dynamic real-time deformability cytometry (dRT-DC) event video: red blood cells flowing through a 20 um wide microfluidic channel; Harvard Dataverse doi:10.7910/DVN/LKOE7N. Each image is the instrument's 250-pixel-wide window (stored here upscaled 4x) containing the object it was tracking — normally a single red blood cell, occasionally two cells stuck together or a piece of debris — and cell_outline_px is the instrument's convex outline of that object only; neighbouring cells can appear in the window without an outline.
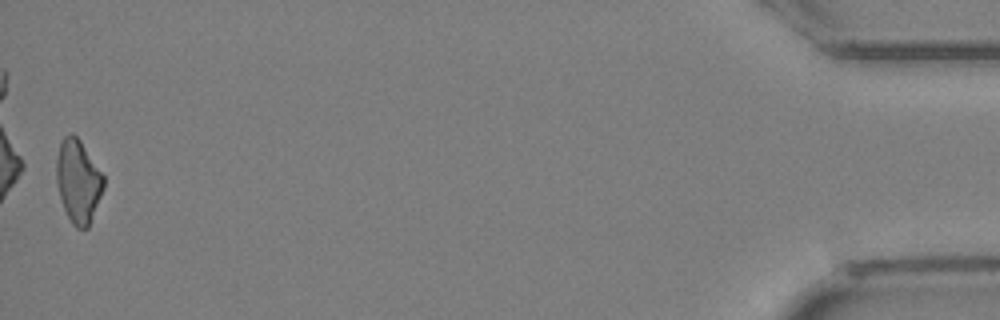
{"species": "Egyptian fruit bat (a non-hibernating species)", "species_latin": "Rousettus aegyptiacus", "temperature_condition": "cold", "stored_images_in_passage": 25, "camera_frame_rate_fps": 3000, "um_per_image_px": 0.085, "animal": {"sex": "female"}, "frame": {"image": 1, "passage_image": 25, "time_ms": 8.0, "image_size_px": [1000, 320], "cell_outline_px": [[104, 188], [88, 228], [76, 228], [72, 224], [64, 208], [56, 184], [56, 160], [60, 140], [64, 136], [72, 132], [80, 140], [104, 176]], "centroid_in_image_um": [6.63, 15.38], "position_along_channel_um": 428.6, "area_um2": 22.83}}